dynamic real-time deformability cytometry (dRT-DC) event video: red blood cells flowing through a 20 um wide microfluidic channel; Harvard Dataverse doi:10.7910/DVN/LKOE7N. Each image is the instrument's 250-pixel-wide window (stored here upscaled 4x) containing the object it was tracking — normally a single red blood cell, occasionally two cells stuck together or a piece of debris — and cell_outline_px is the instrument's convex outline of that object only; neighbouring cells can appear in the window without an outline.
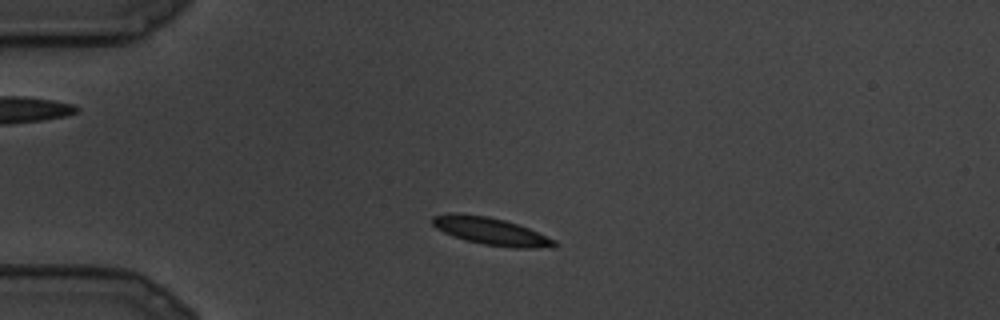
{"species": "common noctule bat (a hibernating species)", "species_latin": "Nyctalus noctula", "temperature_condition": "cold", "stored_images_in_passage": 16, "camera_frame_rate_fps": 3000, "um_per_image_px": 0.085, "animal": {"sex": "male", "body_mass_g": 19.5, "forearm_length_mm": 54.6}, "frame": {"image": 1, "passage_image": 5, "time_ms": 1.333, "image_size_px": [1000, 320], "cell_outline_px": [[560, 244], [556, 248], [512, 248], [484, 244], [464, 240], [444, 232], [436, 228], [432, 224], [432, 216], [452, 212], [460, 212], [488, 216], [504, 220], [528, 228], [556, 240]], "centroid_in_image_um": [41.75, 19.65], "position_along_channel_um": 43.3, "area_um2": 19.77}}
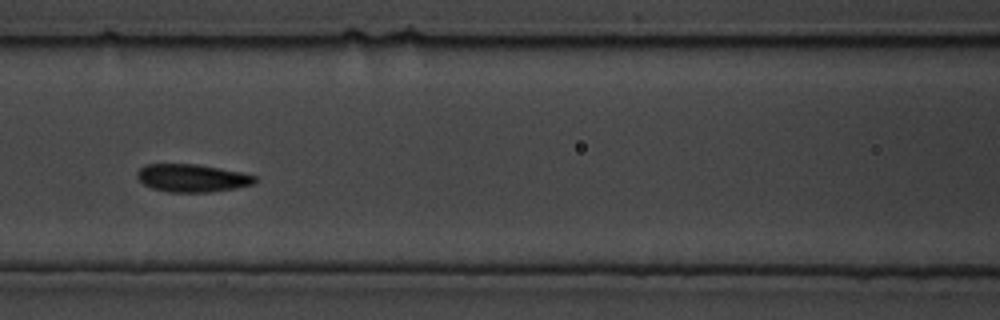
{"frame": {"image": 2, "passage_image": 10, "time_ms": 3.0, "image_size_px": [1000, 320], "cell_outline_px": [[256, 180], [252, 184], [232, 188], [208, 192], [168, 192], [152, 188], [144, 184], [136, 176], [136, 172], [144, 164], [196, 164], [240, 172], [256, 176]], "centroid_in_image_um": [16.27, 15.12], "position_along_channel_um": 150.3, "area_um2": 18.84}}
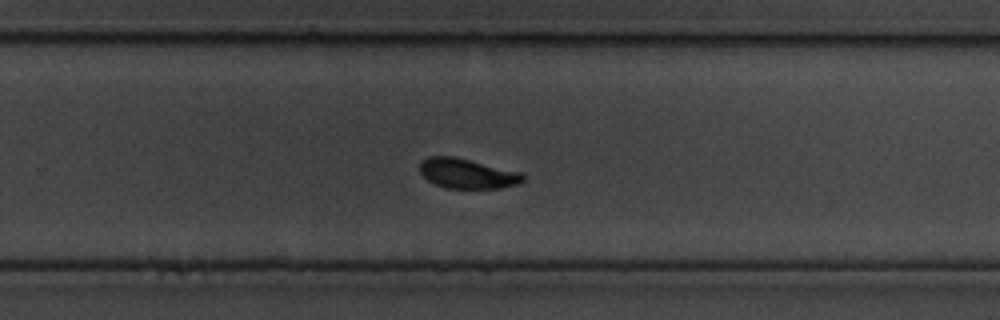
{"frame": {"image": 3, "passage_image": 16, "time_ms": 5.0, "image_size_px": [1000, 320], "cell_outline_px": [[524, 180], [516, 184], [500, 188], [448, 188], [436, 184], [428, 180], [420, 172], [420, 160], [428, 156], [452, 156], [520, 172], [524, 176]], "centroid_in_image_um": [39.68, 14.74], "position_along_channel_um": 290.1, "area_um2": 17.69}}